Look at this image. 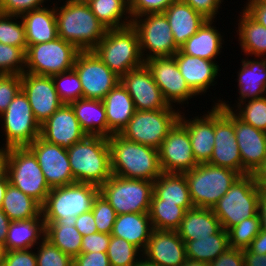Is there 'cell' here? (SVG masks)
Wrapping results in <instances>:
<instances>
[{
	"mask_svg": "<svg viewBox=\"0 0 266 266\" xmlns=\"http://www.w3.org/2000/svg\"><path fill=\"white\" fill-rule=\"evenodd\" d=\"M112 175L154 182L161 174L159 151L119 134L108 137Z\"/></svg>",
	"mask_w": 266,
	"mask_h": 266,
	"instance_id": "cell-1",
	"label": "cell"
},
{
	"mask_svg": "<svg viewBox=\"0 0 266 266\" xmlns=\"http://www.w3.org/2000/svg\"><path fill=\"white\" fill-rule=\"evenodd\" d=\"M56 7L58 37L72 43L80 51L93 50L107 28L97 19L85 0H66Z\"/></svg>",
	"mask_w": 266,
	"mask_h": 266,
	"instance_id": "cell-2",
	"label": "cell"
},
{
	"mask_svg": "<svg viewBox=\"0 0 266 266\" xmlns=\"http://www.w3.org/2000/svg\"><path fill=\"white\" fill-rule=\"evenodd\" d=\"M75 182L100 187L111 176V158L108 138L86 135L67 149Z\"/></svg>",
	"mask_w": 266,
	"mask_h": 266,
	"instance_id": "cell-3",
	"label": "cell"
},
{
	"mask_svg": "<svg viewBox=\"0 0 266 266\" xmlns=\"http://www.w3.org/2000/svg\"><path fill=\"white\" fill-rule=\"evenodd\" d=\"M93 51L120 78L144 64L138 34L132 25L119 29H107Z\"/></svg>",
	"mask_w": 266,
	"mask_h": 266,
	"instance_id": "cell-4",
	"label": "cell"
},
{
	"mask_svg": "<svg viewBox=\"0 0 266 266\" xmlns=\"http://www.w3.org/2000/svg\"><path fill=\"white\" fill-rule=\"evenodd\" d=\"M99 193L100 188L90 183L52 188L42 205L43 221H76V217L91 211Z\"/></svg>",
	"mask_w": 266,
	"mask_h": 266,
	"instance_id": "cell-5",
	"label": "cell"
},
{
	"mask_svg": "<svg viewBox=\"0 0 266 266\" xmlns=\"http://www.w3.org/2000/svg\"><path fill=\"white\" fill-rule=\"evenodd\" d=\"M9 183L43 205L51 188L34 153L27 147L4 149Z\"/></svg>",
	"mask_w": 266,
	"mask_h": 266,
	"instance_id": "cell-6",
	"label": "cell"
},
{
	"mask_svg": "<svg viewBox=\"0 0 266 266\" xmlns=\"http://www.w3.org/2000/svg\"><path fill=\"white\" fill-rule=\"evenodd\" d=\"M194 207L212 209L240 174L232 169L202 163L184 173Z\"/></svg>",
	"mask_w": 266,
	"mask_h": 266,
	"instance_id": "cell-7",
	"label": "cell"
},
{
	"mask_svg": "<svg viewBox=\"0 0 266 266\" xmlns=\"http://www.w3.org/2000/svg\"><path fill=\"white\" fill-rule=\"evenodd\" d=\"M259 189L252 174L240 175L212 208L221 227L230 228L258 214Z\"/></svg>",
	"mask_w": 266,
	"mask_h": 266,
	"instance_id": "cell-8",
	"label": "cell"
},
{
	"mask_svg": "<svg viewBox=\"0 0 266 266\" xmlns=\"http://www.w3.org/2000/svg\"><path fill=\"white\" fill-rule=\"evenodd\" d=\"M181 111L169 106L160 110H136L119 133L125 139L159 149L169 131L179 121Z\"/></svg>",
	"mask_w": 266,
	"mask_h": 266,
	"instance_id": "cell-9",
	"label": "cell"
},
{
	"mask_svg": "<svg viewBox=\"0 0 266 266\" xmlns=\"http://www.w3.org/2000/svg\"><path fill=\"white\" fill-rule=\"evenodd\" d=\"M116 214L149 213L153 196V182L149 180L129 179L112 175L100 187Z\"/></svg>",
	"mask_w": 266,
	"mask_h": 266,
	"instance_id": "cell-10",
	"label": "cell"
},
{
	"mask_svg": "<svg viewBox=\"0 0 266 266\" xmlns=\"http://www.w3.org/2000/svg\"><path fill=\"white\" fill-rule=\"evenodd\" d=\"M80 50L60 37L30 45L26 51L25 72L53 76L73 69Z\"/></svg>",
	"mask_w": 266,
	"mask_h": 266,
	"instance_id": "cell-11",
	"label": "cell"
},
{
	"mask_svg": "<svg viewBox=\"0 0 266 266\" xmlns=\"http://www.w3.org/2000/svg\"><path fill=\"white\" fill-rule=\"evenodd\" d=\"M131 25L138 34L140 52L144 62L151 58L173 56L180 49L174 42L170 24L164 13H151L135 17L132 19Z\"/></svg>",
	"mask_w": 266,
	"mask_h": 266,
	"instance_id": "cell-12",
	"label": "cell"
},
{
	"mask_svg": "<svg viewBox=\"0 0 266 266\" xmlns=\"http://www.w3.org/2000/svg\"><path fill=\"white\" fill-rule=\"evenodd\" d=\"M0 118L6 139L2 149L28 146L40 136L41 126L36 121L28 97L22 89Z\"/></svg>",
	"mask_w": 266,
	"mask_h": 266,
	"instance_id": "cell-13",
	"label": "cell"
},
{
	"mask_svg": "<svg viewBox=\"0 0 266 266\" xmlns=\"http://www.w3.org/2000/svg\"><path fill=\"white\" fill-rule=\"evenodd\" d=\"M230 106L221 100L215 104V143L208 163L232 169L243 175V165L234 130V107Z\"/></svg>",
	"mask_w": 266,
	"mask_h": 266,
	"instance_id": "cell-14",
	"label": "cell"
},
{
	"mask_svg": "<svg viewBox=\"0 0 266 266\" xmlns=\"http://www.w3.org/2000/svg\"><path fill=\"white\" fill-rule=\"evenodd\" d=\"M73 69L79 76L83 99L103 100L120 82V77L111 71L93 50L80 51Z\"/></svg>",
	"mask_w": 266,
	"mask_h": 266,
	"instance_id": "cell-15",
	"label": "cell"
},
{
	"mask_svg": "<svg viewBox=\"0 0 266 266\" xmlns=\"http://www.w3.org/2000/svg\"><path fill=\"white\" fill-rule=\"evenodd\" d=\"M27 147L36 156L42 173L51 189L76 183L72 174L67 149L48 143L40 136Z\"/></svg>",
	"mask_w": 266,
	"mask_h": 266,
	"instance_id": "cell-16",
	"label": "cell"
},
{
	"mask_svg": "<svg viewBox=\"0 0 266 266\" xmlns=\"http://www.w3.org/2000/svg\"><path fill=\"white\" fill-rule=\"evenodd\" d=\"M144 63L150 69L155 83L169 105H182L186 102L188 104V99L196 96L181 75L174 56L151 58Z\"/></svg>",
	"mask_w": 266,
	"mask_h": 266,
	"instance_id": "cell-17",
	"label": "cell"
},
{
	"mask_svg": "<svg viewBox=\"0 0 266 266\" xmlns=\"http://www.w3.org/2000/svg\"><path fill=\"white\" fill-rule=\"evenodd\" d=\"M158 151L162 172L185 173L198 165L188 131L179 121L169 131Z\"/></svg>",
	"mask_w": 266,
	"mask_h": 266,
	"instance_id": "cell-18",
	"label": "cell"
},
{
	"mask_svg": "<svg viewBox=\"0 0 266 266\" xmlns=\"http://www.w3.org/2000/svg\"><path fill=\"white\" fill-rule=\"evenodd\" d=\"M21 89L27 95L40 126L64 104L55 89L52 76L24 72L21 75Z\"/></svg>",
	"mask_w": 266,
	"mask_h": 266,
	"instance_id": "cell-19",
	"label": "cell"
},
{
	"mask_svg": "<svg viewBox=\"0 0 266 266\" xmlns=\"http://www.w3.org/2000/svg\"><path fill=\"white\" fill-rule=\"evenodd\" d=\"M120 82L127 89L136 110H160L170 106L145 63L124 74Z\"/></svg>",
	"mask_w": 266,
	"mask_h": 266,
	"instance_id": "cell-20",
	"label": "cell"
},
{
	"mask_svg": "<svg viewBox=\"0 0 266 266\" xmlns=\"http://www.w3.org/2000/svg\"><path fill=\"white\" fill-rule=\"evenodd\" d=\"M87 134L82 130L70 104H63L42 125L40 137L68 149Z\"/></svg>",
	"mask_w": 266,
	"mask_h": 266,
	"instance_id": "cell-21",
	"label": "cell"
},
{
	"mask_svg": "<svg viewBox=\"0 0 266 266\" xmlns=\"http://www.w3.org/2000/svg\"><path fill=\"white\" fill-rule=\"evenodd\" d=\"M140 256L159 266H181L187 260L184 241L169 230L153 229Z\"/></svg>",
	"mask_w": 266,
	"mask_h": 266,
	"instance_id": "cell-22",
	"label": "cell"
},
{
	"mask_svg": "<svg viewBox=\"0 0 266 266\" xmlns=\"http://www.w3.org/2000/svg\"><path fill=\"white\" fill-rule=\"evenodd\" d=\"M181 112L179 122L187 129L192 152L198 164L208 163L215 143V104L208 114L188 119ZM202 117V118H201Z\"/></svg>",
	"mask_w": 266,
	"mask_h": 266,
	"instance_id": "cell-23",
	"label": "cell"
},
{
	"mask_svg": "<svg viewBox=\"0 0 266 266\" xmlns=\"http://www.w3.org/2000/svg\"><path fill=\"white\" fill-rule=\"evenodd\" d=\"M234 130L243 165V175L251 174L266 158V132L240 120L234 114Z\"/></svg>",
	"mask_w": 266,
	"mask_h": 266,
	"instance_id": "cell-24",
	"label": "cell"
},
{
	"mask_svg": "<svg viewBox=\"0 0 266 266\" xmlns=\"http://www.w3.org/2000/svg\"><path fill=\"white\" fill-rule=\"evenodd\" d=\"M181 75L189 88L196 94L205 93L219 74V65L211 60L184 54L180 49L173 55Z\"/></svg>",
	"mask_w": 266,
	"mask_h": 266,
	"instance_id": "cell-25",
	"label": "cell"
},
{
	"mask_svg": "<svg viewBox=\"0 0 266 266\" xmlns=\"http://www.w3.org/2000/svg\"><path fill=\"white\" fill-rule=\"evenodd\" d=\"M163 13L170 24L174 42L179 48L208 20L182 0L172 2Z\"/></svg>",
	"mask_w": 266,
	"mask_h": 266,
	"instance_id": "cell-26",
	"label": "cell"
},
{
	"mask_svg": "<svg viewBox=\"0 0 266 266\" xmlns=\"http://www.w3.org/2000/svg\"><path fill=\"white\" fill-rule=\"evenodd\" d=\"M108 124V137L119 134L134 115L136 109L127 89L119 82L103 98Z\"/></svg>",
	"mask_w": 266,
	"mask_h": 266,
	"instance_id": "cell-27",
	"label": "cell"
},
{
	"mask_svg": "<svg viewBox=\"0 0 266 266\" xmlns=\"http://www.w3.org/2000/svg\"><path fill=\"white\" fill-rule=\"evenodd\" d=\"M25 27L27 46L53 41L58 37L55 5L53 8L41 7L20 16Z\"/></svg>",
	"mask_w": 266,
	"mask_h": 266,
	"instance_id": "cell-28",
	"label": "cell"
},
{
	"mask_svg": "<svg viewBox=\"0 0 266 266\" xmlns=\"http://www.w3.org/2000/svg\"><path fill=\"white\" fill-rule=\"evenodd\" d=\"M152 230L149 213H125L117 215L111 235L125 239L143 252Z\"/></svg>",
	"mask_w": 266,
	"mask_h": 266,
	"instance_id": "cell-29",
	"label": "cell"
},
{
	"mask_svg": "<svg viewBox=\"0 0 266 266\" xmlns=\"http://www.w3.org/2000/svg\"><path fill=\"white\" fill-rule=\"evenodd\" d=\"M238 73V102L260 98L266 95V57L261 60H241Z\"/></svg>",
	"mask_w": 266,
	"mask_h": 266,
	"instance_id": "cell-30",
	"label": "cell"
},
{
	"mask_svg": "<svg viewBox=\"0 0 266 266\" xmlns=\"http://www.w3.org/2000/svg\"><path fill=\"white\" fill-rule=\"evenodd\" d=\"M221 228L220 221L212 209L193 207L186 210L176 231L183 241H193L198 238L209 237Z\"/></svg>",
	"mask_w": 266,
	"mask_h": 266,
	"instance_id": "cell-31",
	"label": "cell"
},
{
	"mask_svg": "<svg viewBox=\"0 0 266 266\" xmlns=\"http://www.w3.org/2000/svg\"><path fill=\"white\" fill-rule=\"evenodd\" d=\"M151 200L177 203L178 206L183 207L185 210L194 207L184 173L162 172L153 182V196Z\"/></svg>",
	"mask_w": 266,
	"mask_h": 266,
	"instance_id": "cell-32",
	"label": "cell"
},
{
	"mask_svg": "<svg viewBox=\"0 0 266 266\" xmlns=\"http://www.w3.org/2000/svg\"><path fill=\"white\" fill-rule=\"evenodd\" d=\"M213 22L215 21L208 19L180 50L186 55L213 61L220 54L223 45V36L212 26Z\"/></svg>",
	"mask_w": 266,
	"mask_h": 266,
	"instance_id": "cell-33",
	"label": "cell"
},
{
	"mask_svg": "<svg viewBox=\"0 0 266 266\" xmlns=\"http://www.w3.org/2000/svg\"><path fill=\"white\" fill-rule=\"evenodd\" d=\"M44 238L43 218L11 221L3 247L5 251L30 249L38 244V240L42 241Z\"/></svg>",
	"mask_w": 266,
	"mask_h": 266,
	"instance_id": "cell-34",
	"label": "cell"
},
{
	"mask_svg": "<svg viewBox=\"0 0 266 266\" xmlns=\"http://www.w3.org/2000/svg\"><path fill=\"white\" fill-rule=\"evenodd\" d=\"M82 130L87 135L108 138V124L102 100L78 99L70 103Z\"/></svg>",
	"mask_w": 266,
	"mask_h": 266,
	"instance_id": "cell-35",
	"label": "cell"
},
{
	"mask_svg": "<svg viewBox=\"0 0 266 266\" xmlns=\"http://www.w3.org/2000/svg\"><path fill=\"white\" fill-rule=\"evenodd\" d=\"M1 210L11 221L42 218V205L10 183Z\"/></svg>",
	"mask_w": 266,
	"mask_h": 266,
	"instance_id": "cell-36",
	"label": "cell"
},
{
	"mask_svg": "<svg viewBox=\"0 0 266 266\" xmlns=\"http://www.w3.org/2000/svg\"><path fill=\"white\" fill-rule=\"evenodd\" d=\"M45 238L72 259L80 254L82 235L75 221L44 222Z\"/></svg>",
	"mask_w": 266,
	"mask_h": 266,
	"instance_id": "cell-37",
	"label": "cell"
},
{
	"mask_svg": "<svg viewBox=\"0 0 266 266\" xmlns=\"http://www.w3.org/2000/svg\"><path fill=\"white\" fill-rule=\"evenodd\" d=\"M85 1L90 7V10L97 17V19L107 29H119L127 27L132 23V17L129 11V0H85ZM122 18L124 19L122 20Z\"/></svg>",
	"mask_w": 266,
	"mask_h": 266,
	"instance_id": "cell-38",
	"label": "cell"
},
{
	"mask_svg": "<svg viewBox=\"0 0 266 266\" xmlns=\"http://www.w3.org/2000/svg\"><path fill=\"white\" fill-rule=\"evenodd\" d=\"M242 11L237 30L242 52L245 55L266 57V27L256 22L244 9Z\"/></svg>",
	"mask_w": 266,
	"mask_h": 266,
	"instance_id": "cell-39",
	"label": "cell"
},
{
	"mask_svg": "<svg viewBox=\"0 0 266 266\" xmlns=\"http://www.w3.org/2000/svg\"><path fill=\"white\" fill-rule=\"evenodd\" d=\"M187 259L211 263L229 246L228 231L221 228L209 237L198 238L193 241H184Z\"/></svg>",
	"mask_w": 266,
	"mask_h": 266,
	"instance_id": "cell-40",
	"label": "cell"
},
{
	"mask_svg": "<svg viewBox=\"0 0 266 266\" xmlns=\"http://www.w3.org/2000/svg\"><path fill=\"white\" fill-rule=\"evenodd\" d=\"M186 210L177 203L164 200H151L149 217L155 230L176 231L185 216Z\"/></svg>",
	"mask_w": 266,
	"mask_h": 266,
	"instance_id": "cell-41",
	"label": "cell"
},
{
	"mask_svg": "<svg viewBox=\"0 0 266 266\" xmlns=\"http://www.w3.org/2000/svg\"><path fill=\"white\" fill-rule=\"evenodd\" d=\"M141 252L139 248L125 239L111 235L106 253L111 266H135L141 259L139 257Z\"/></svg>",
	"mask_w": 266,
	"mask_h": 266,
	"instance_id": "cell-42",
	"label": "cell"
},
{
	"mask_svg": "<svg viewBox=\"0 0 266 266\" xmlns=\"http://www.w3.org/2000/svg\"><path fill=\"white\" fill-rule=\"evenodd\" d=\"M247 102V104H246ZM233 113L243 122L266 132V95L237 103ZM242 105V106H241ZM245 106V107H243Z\"/></svg>",
	"mask_w": 266,
	"mask_h": 266,
	"instance_id": "cell-43",
	"label": "cell"
},
{
	"mask_svg": "<svg viewBox=\"0 0 266 266\" xmlns=\"http://www.w3.org/2000/svg\"><path fill=\"white\" fill-rule=\"evenodd\" d=\"M20 16L0 13V43L23 48L27 51L25 27ZM15 21H14V20Z\"/></svg>",
	"mask_w": 266,
	"mask_h": 266,
	"instance_id": "cell-44",
	"label": "cell"
},
{
	"mask_svg": "<svg viewBox=\"0 0 266 266\" xmlns=\"http://www.w3.org/2000/svg\"><path fill=\"white\" fill-rule=\"evenodd\" d=\"M261 231L259 214L246 218L228 230L229 246L245 249Z\"/></svg>",
	"mask_w": 266,
	"mask_h": 266,
	"instance_id": "cell-45",
	"label": "cell"
},
{
	"mask_svg": "<svg viewBox=\"0 0 266 266\" xmlns=\"http://www.w3.org/2000/svg\"><path fill=\"white\" fill-rule=\"evenodd\" d=\"M55 89L64 104L82 99V86L74 69L52 76Z\"/></svg>",
	"mask_w": 266,
	"mask_h": 266,
	"instance_id": "cell-46",
	"label": "cell"
},
{
	"mask_svg": "<svg viewBox=\"0 0 266 266\" xmlns=\"http://www.w3.org/2000/svg\"><path fill=\"white\" fill-rule=\"evenodd\" d=\"M26 51L23 48L0 43V74L25 72Z\"/></svg>",
	"mask_w": 266,
	"mask_h": 266,
	"instance_id": "cell-47",
	"label": "cell"
},
{
	"mask_svg": "<svg viewBox=\"0 0 266 266\" xmlns=\"http://www.w3.org/2000/svg\"><path fill=\"white\" fill-rule=\"evenodd\" d=\"M91 211L95 219L97 232L111 234L117 214L100 193L95 198Z\"/></svg>",
	"mask_w": 266,
	"mask_h": 266,
	"instance_id": "cell-48",
	"label": "cell"
},
{
	"mask_svg": "<svg viewBox=\"0 0 266 266\" xmlns=\"http://www.w3.org/2000/svg\"><path fill=\"white\" fill-rule=\"evenodd\" d=\"M37 253V266H73V259L54 246L46 238L40 241Z\"/></svg>",
	"mask_w": 266,
	"mask_h": 266,
	"instance_id": "cell-49",
	"label": "cell"
},
{
	"mask_svg": "<svg viewBox=\"0 0 266 266\" xmlns=\"http://www.w3.org/2000/svg\"><path fill=\"white\" fill-rule=\"evenodd\" d=\"M21 90V75L0 74V115Z\"/></svg>",
	"mask_w": 266,
	"mask_h": 266,
	"instance_id": "cell-50",
	"label": "cell"
},
{
	"mask_svg": "<svg viewBox=\"0 0 266 266\" xmlns=\"http://www.w3.org/2000/svg\"><path fill=\"white\" fill-rule=\"evenodd\" d=\"M176 0H129V11L132 19L135 17L163 13Z\"/></svg>",
	"mask_w": 266,
	"mask_h": 266,
	"instance_id": "cell-51",
	"label": "cell"
},
{
	"mask_svg": "<svg viewBox=\"0 0 266 266\" xmlns=\"http://www.w3.org/2000/svg\"><path fill=\"white\" fill-rule=\"evenodd\" d=\"M46 0H0V13L21 16L33 9L44 7Z\"/></svg>",
	"mask_w": 266,
	"mask_h": 266,
	"instance_id": "cell-52",
	"label": "cell"
},
{
	"mask_svg": "<svg viewBox=\"0 0 266 266\" xmlns=\"http://www.w3.org/2000/svg\"><path fill=\"white\" fill-rule=\"evenodd\" d=\"M0 266H37V259L32 248L10 250L4 252Z\"/></svg>",
	"mask_w": 266,
	"mask_h": 266,
	"instance_id": "cell-53",
	"label": "cell"
},
{
	"mask_svg": "<svg viewBox=\"0 0 266 266\" xmlns=\"http://www.w3.org/2000/svg\"><path fill=\"white\" fill-rule=\"evenodd\" d=\"M111 234L96 232L82 237L80 253L107 252Z\"/></svg>",
	"mask_w": 266,
	"mask_h": 266,
	"instance_id": "cell-54",
	"label": "cell"
},
{
	"mask_svg": "<svg viewBox=\"0 0 266 266\" xmlns=\"http://www.w3.org/2000/svg\"><path fill=\"white\" fill-rule=\"evenodd\" d=\"M73 266H111L106 252L80 253L73 259Z\"/></svg>",
	"mask_w": 266,
	"mask_h": 266,
	"instance_id": "cell-55",
	"label": "cell"
},
{
	"mask_svg": "<svg viewBox=\"0 0 266 266\" xmlns=\"http://www.w3.org/2000/svg\"><path fill=\"white\" fill-rule=\"evenodd\" d=\"M209 266H244L243 249L229 247L209 263Z\"/></svg>",
	"mask_w": 266,
	"mask_h": 266,
	"instance_id": "cell-56",
	"label": "cell"
},
{
	"mask_svg": "<svg viewBox=\"0 0 266 266\" xmlns=\"http://www.w3.org/2000/svg\"><path fill=\"white\" fill-rule=\"evenodd\" d=\"M194 10L203 14L207 19H215L218 8L224 0H182Z\"/></svg>",
	"mask_w": 266,
	"mask_h": 266,
	"instance_id": "cell-57",
	"label": "cell"
},
{
	"mask_svg": "<svg viewBox=\"0 0 266 266\" xmlns=\"http://www.w3.org/2000/svg\"><path fill=\"white\" fill-rule=\"evenodd\" d=\"M75 227L82 236L91 235L97 232L95 219L92 211L83 213L76 217Z\"/></svg>",
	"mask_w": 266,
	"mask_h": 266,
	"instance_id": "cell-58",
	"label": "cell"
},
{
	"mask_svg": "<svg viewBox=\"0 0 266 266\" xmlns=\"http://www.w3.org/2000/svg\"><path fill=\"white\" fill-rule=\"evenodd\" d=\"M256 22L266 27V3L248 2L243 8Z\"/></svg>",
	"mask_w": 266,
	"mask_h": 266,
	"instance_id": "cell-59",
	"label": "cell"
},
{
	"mask_svg": "<svg viewBox=\"0 0 266 266\" xmlns=\"http://www.w3.org/2000/svg\"><path fill=\"white\" fill-rule=\"evenodd\" d=\"M247 249L255 254H266V232L260 231L259 234L251 241Z\"/></svg>",
	"mask_w": 266,
	"mask_h": 266,
	"instance_id": "cell-60",
	"label": "cell"
},
{
	"mask_svg": "<svg viewBox=\"0 0 266 266\" xmlns=\"http://www.w3.org/2000/svg\"><path fill=\"white\" fill-rule=\"evenodd\" d=\"M244 266H266V254L258 255L243 249Z\"/></svg>",
	"mask_w": 266,
	"mask_h": 266,
	"instance_id": "cell-61",
	"label": "cell"
},
{
	"mask_svg": "<svg viewBox=\"0 0 266 266\" xmlns=\"http://www.w3.org/2000/svg\"><path fill=\"white\" fill-rule=\"evenodd\" d=\"M251 174L256 187L266 191V158Z\"/></svg>",
	"mask_w": 266,
	"mask_h": 266,
	"instance_id": "cell-62",
	"label": "cell"
},
{
	"mask_svg": "<svg viewBox=\"0 0 266 266\" xmlns=\"http://www.w3.org/2000/svg\"><path fill=\"white\" fill-rule=\"evenodd\" d=\"M258 214L261 230L266 232V191L259 190Z\"/></svg>",
	"mask_w": 266,
	"mask_h": 266,
	"instance_id": "cell-63",
	"label": "cell"
},
{
	"mask_svg": "<svg viewBox=\"0 0 266 266\" xmlns=\"http://www.w3.org/2000/svg\"><path fill=\"white\" fill-rule=\"evenodd\" d=\"M11 220L8 216L0 209V243L2 245L5 244L7 238V232L9 229V225Z\"/></svg>",
	"mask_w": 266,
	"mask_h": 266,
	"instance_id": "cell-64",
	"label": "cell"
},
{
	"mask_svg": "<svg viewBox=\"0 0 266 266\" xmlns=\"http://www.w3.org/2000/svg\"><path fill=\"white\" fill-rule=\"evenodd\" d=\"M8 184H9V179H8L7 174L4 172L0 176V209L2 208V202L4 199L5 191L8 187Z\"/></svg>",
	"mask_w": 266,
	"mask_h": 266,
	"instance_id": "cell-65",
	"label": "cell"
},
{
	"mask_svg": "<svg viewBox=\"0 0 266 266\" xmlns=\"http://www.w3.org/2000/svg\"><path fill=\"white\" fill-rule=\"evenodd\" d=\"M181 266H209V263L187 259Z\"/></svg>",
	"mask_w": 266,
	"mask_h": 266,
	"instance_id": "cell-66",
	"label": "cell"
},
{
	"mask_svg": "<svg viewBox=\"0 0 266 266\" xmlns=\"http://www.w3.org/2000/svg\"><path fill=\"white\" fill-rule=\"evenodd\" d=\"M5 172V154L4 149L0 147V176Z\"/></svg>",
	"mask_w": 266,
	"mask_h": 266,
	"instance_id": "cell-67",
	"label": "cell"
},
{
	"mask_svg": "<svg viewBox=\"0 0 266 266\" xmlns=\"http://www.w3.org/2000/svg\"><path fill=\"white\" fill-rule=\"evenodd\" d=\"M135 266H159V265L149 262L142 256V258L137 262Z\"/></svg>",
	"mask_w": 266,
	"mask_h": 266,
	"instance_id": "cell-68",
	"label": "cell"
},
{
	"mask_svg": "<svg viewBox=\"0 0 266 266\" xmlns=\"http://www.w3.org/2000/svg\"><path fill=\"white\" fill-rule=\"evenodd\" d=\"M4 252H5L4 247H3V245L0 243V262H1V260H2L3 255H4Z\"/></svg>",
	"mask_w": 266,
	"mask_h": 266,
	"instance_id": "cell-69",
	"label": "cell"
},
{
	"mask_svg": "<svg viewBox=\"0 0 266 266\" xmlns=\"http://www.w3.org/2000/svg\"><path fill=\"white\" fill-rule=\"evenodd\" d=\"M249 2H264L266 3V0H248Z\"/></svg>",
	"mask_w": 266,
	"mask_h": 266,
	"instance_id": "cell-70",
	"label": "cell"
}]
</instances>
